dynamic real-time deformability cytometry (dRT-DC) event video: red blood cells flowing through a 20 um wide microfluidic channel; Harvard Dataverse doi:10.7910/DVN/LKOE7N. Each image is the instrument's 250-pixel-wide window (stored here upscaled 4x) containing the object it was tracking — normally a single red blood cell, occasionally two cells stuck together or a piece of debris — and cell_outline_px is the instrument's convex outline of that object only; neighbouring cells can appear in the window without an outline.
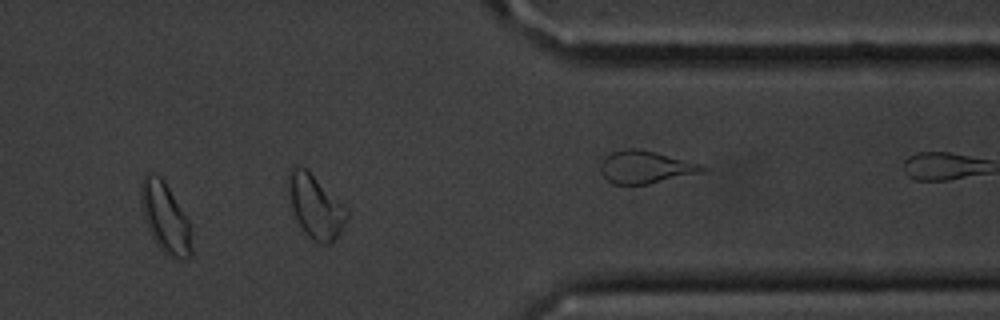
{"species": "common noctule bat (a hibernating species)", "species_latin": "Nyctalus noctula", "temperature_condition": "cold", "stored_images_in_passage": 13, "camera_frame_rate_fps": 3000, "um_per_image_px": 0.085, "animal": {"sex": "male", "body_mass_g": 20.1, "forearm_length_mm": 53.5}, "frame": {"image": 1, "passage_image": 11, "time_ms": 13.0, "image_size_px": [1000, 320], "cell_outline_px": [[192, 256], [184, 260], [176, 260], [168, 256], [160, 248], [152, 236], [148, 228], [140, 204], [140, 184], [144, 176], [148, 172], [152, 172], [160, 176], [164, 180], [188, 216], [192, 252]], "centroid_in_image_um": [14.05, 18.49], "position_along_channel_um": 397.3, "area_um2": 21.1}, "authors_computed_cell_mechanics": {"area_um2": 19.0162, "velocity_mm_per_s": 3.6183, "shape_relaxation_time_tau1_ms": 3.1106, "shape_relaxation_time_tau2_ms": 2.6257, "deformation_change_tau1": 0.0873, "deformation_change_tau2": 0.0695}}